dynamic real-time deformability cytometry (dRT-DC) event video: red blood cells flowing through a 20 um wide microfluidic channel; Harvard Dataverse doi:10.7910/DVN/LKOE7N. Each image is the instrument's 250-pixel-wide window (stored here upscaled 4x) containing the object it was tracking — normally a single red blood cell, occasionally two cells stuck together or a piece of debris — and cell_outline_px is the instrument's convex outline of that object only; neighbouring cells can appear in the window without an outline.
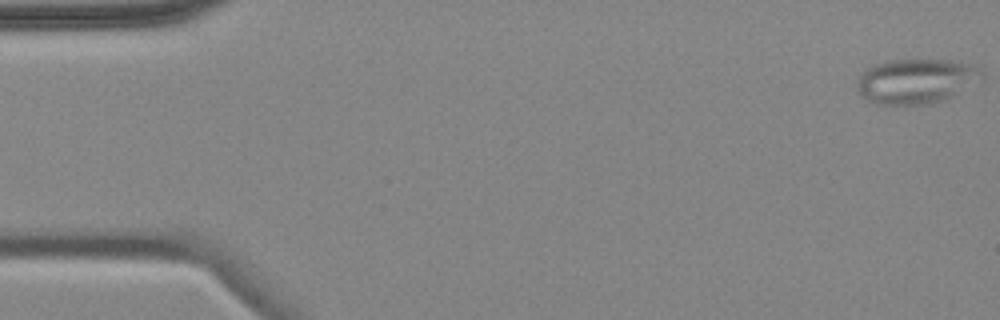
{"species": "common noctule bat (a hibernating species)", "species_latin": "Nyctalus noctula", "temperature_condition": "cold", "stored_images_in_passage": 6, "camera_frame_rate_fps": 3000, "um_per_image_px": 0.085, "animal": {"sex": "female", "body_mass_g": 18.4}, "frame": {"image": 1, "passage_image": 1, "time_ms": 0.0, "image_size_px": [1000, 320], "cell_outline_px": [[984, 80], [948, 96], [928, 104], [884, 104], [872, 100], [864, 96], [856, 88], [856, 84], [860, 76], [868, 68], [876, 64], [896, 60], [944, 60], [968, 64], [980, 68], [984, 76]], "centroid_in_image_um": [77.9, 6.88], "position_along_channel_um": 7.1, "area_um2": 31.62}}